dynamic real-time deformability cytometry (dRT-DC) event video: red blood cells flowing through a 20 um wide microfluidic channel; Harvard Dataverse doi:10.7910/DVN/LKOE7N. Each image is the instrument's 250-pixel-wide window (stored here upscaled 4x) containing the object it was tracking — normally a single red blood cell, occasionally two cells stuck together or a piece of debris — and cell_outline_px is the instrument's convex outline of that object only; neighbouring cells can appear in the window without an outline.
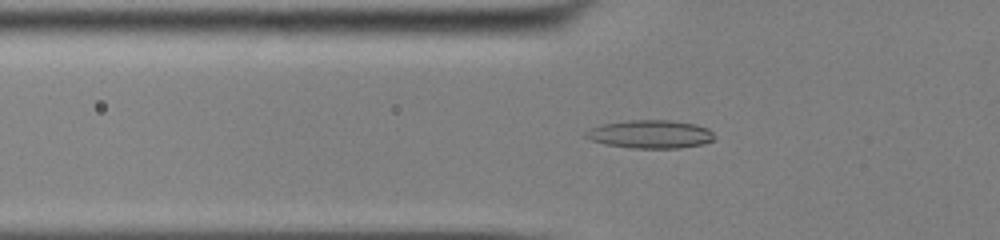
{"species": "common noctule bat (a hibernating species)", "species_latin": "Nyctalus noctula", "temperature_condition": "cold", "stored_images_in_passage": 54, "camera_frame_rate_fps": 3000, "um_per_image_px": 0.085, "animal": {"sex": "male", "body_mass_g": 13.0, "forearm_length_mm": 53.1}, "frame": {"image": 1, "passage_image": 20, "time_ms": 6.333, "image_size_px": [1000, 240], "cell_outline_px": [[716, 136], [712, 140], [704, 144], [680, 148], [632, 148], [604, 144], [592, 140], [584, 136], [584, 132], [592, 128], [604, 124], [628, 120], [668, 120], [696, 124], [708, 128]], "centroid_in_image_um": [55.31, 11.41], "position_along_channel_um": 70.5, "area_um2": 21.15}}
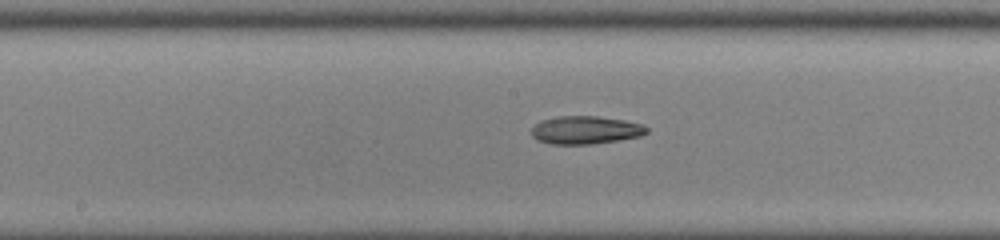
{"frame": {"image": 2, "passage_image": 30, "time_ms": 9.667, "image_size_px": [1000, 240], "cell_outline_px": [[648, 132], [640, 136], [620, 140], [592, 144], [552, 144], [536, 140], [532, 136], [532, 128], [540, 120], [560, 116], [596, 116], [624, 120], [640, 124], [648, 128]], "centroid_in_image_um": [49.75, 11.06], "position_along_channel_um": 198.4, "area_um2": 18.79}}
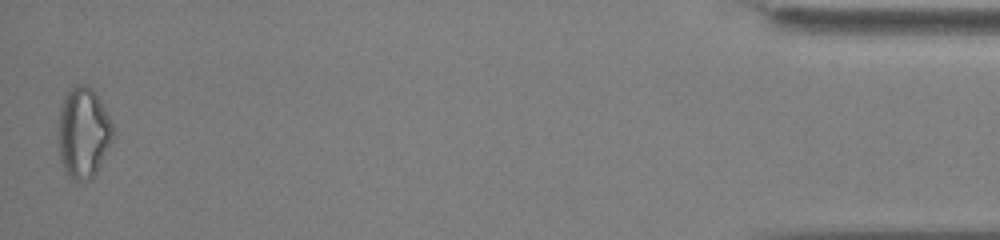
{"frame": {"image": 3, "passage_image": 54, "time_ms": 17.667, "image_size_px": [1000, 240], "cell_outline_px": [[116, 128], [112, 144], [92, 180], [76, 180], [68, 176], [60, 160], [60, 108], [64, 96], [68, 88], [76, 84], [84, 84], [92, 88], [96, 92]], "centroid_in_image_um": [7.14, 11.26], "position_along_channel_um": 428.1, "area_um2": 29.25}}